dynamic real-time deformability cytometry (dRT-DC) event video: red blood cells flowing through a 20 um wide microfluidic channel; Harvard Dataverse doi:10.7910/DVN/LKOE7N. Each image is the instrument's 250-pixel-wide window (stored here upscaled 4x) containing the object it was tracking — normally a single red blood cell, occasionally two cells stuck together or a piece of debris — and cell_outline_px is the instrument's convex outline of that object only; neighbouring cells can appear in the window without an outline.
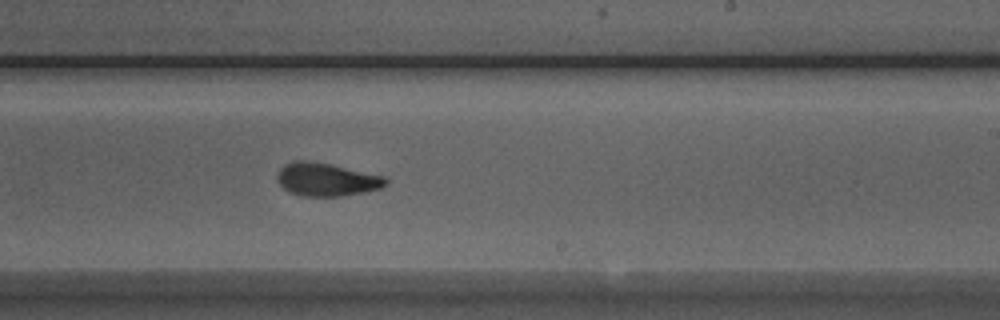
{"species": "Egyptian fruit bat (a non-hibernating species)", "species_latin": "Rousettus aegyptiacus", "temperature_condition": "room temperature", "stored_images_in_passage": 27, "camera_frame_rate_fps": 3000, "um_per_image_px": 0.085, "animal": {"sex": "male"}, "frame": {"image": 1, "passage_image": 20, "time_ms": 6.333, "image_size_px": [1000, 320], "cell_outline_px": [[388, 184], [380, 188], [364, 192], [340, 196], [300, 196], [288, 192], [276, 180], [276, 176], [280, 168], [284, 164], [292, 160], [308, 160], [388, 176]], "centroid_in_image_um": [27.75, 15.25], "position_along_channel_um": 261.3, "area_um2": 21.21}}